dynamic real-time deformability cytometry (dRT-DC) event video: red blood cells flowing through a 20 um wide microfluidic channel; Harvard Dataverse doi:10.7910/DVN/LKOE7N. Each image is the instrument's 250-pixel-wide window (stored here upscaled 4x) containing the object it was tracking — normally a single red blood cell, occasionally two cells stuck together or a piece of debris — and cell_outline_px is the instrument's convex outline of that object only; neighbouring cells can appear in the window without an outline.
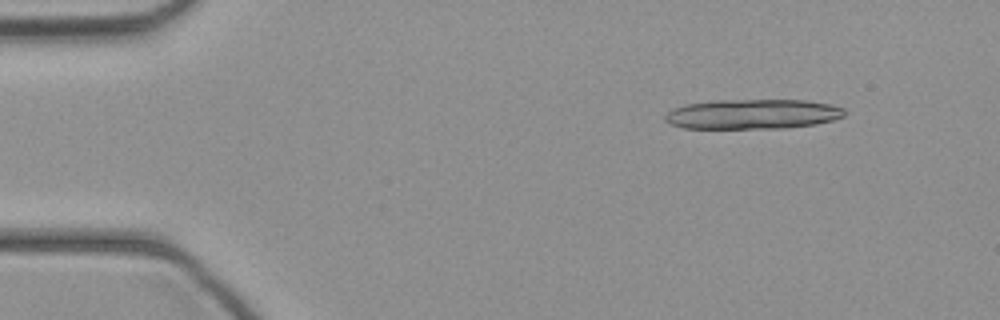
{"species": "common noctule bat (a hibernating species)", "species_latin": "Nyctalus noctula", "temperature_condition": "cold", "stored_images_in_passage": 15, "camera_frame_rate_fps": 3000, "um_per_image_px": 0.085, "animal": {"sex": "female", "body_mass_g": 21.9}, "frame": {"image": 1, "passage_image": 5, "time_ms": 1.333, "image_size_px": [1000, 320], "cell_outline_px": [[844, 116], [832, 120], [816, 124], [784, 128], [684, 128], [672, 124], [664, 120], [664, 116], [672, 108], [684, 104], [716, 100], [804, 100], [828, 104], [844, 108]], "centroid_in_image_um": [63.94, 9.69], "position_along_channel_um": 21.1, "area_um2": 31.15}}